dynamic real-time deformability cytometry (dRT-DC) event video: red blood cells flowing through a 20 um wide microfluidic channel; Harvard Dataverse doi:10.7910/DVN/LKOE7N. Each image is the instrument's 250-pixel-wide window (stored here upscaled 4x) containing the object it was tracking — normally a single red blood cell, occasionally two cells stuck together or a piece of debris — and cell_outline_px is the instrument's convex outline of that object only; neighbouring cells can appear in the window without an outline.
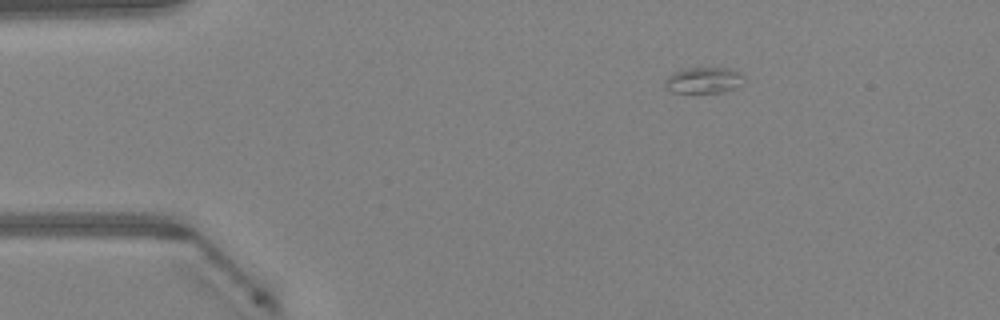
{"species": "Egyptian fruit bat (a non-hibernating species)", "species_latin": "Rousettus aegyptiacus", "temperature_condition": "warm", "stored_images_in_passage": 41, "camera_frame_rate_fps": 3000, "um_per_image_px": 0.085, "animal": {"sex": "female"}, "frame": {"image": 1, "passage_image": 1, "time_ms": 0.0, "image_size_px": [1000, 320], "cell_outline_px": [[744, 76], [736, 88], [724, 92], [672, 92], [664, 84], [664, 80], [672, 72], [688, 68], [728, 68], [740, 72]], "centroid_in_image_um": [59.79, 6.81], "position_along_channel_um": 25.2, "area_um2": 11.85}}